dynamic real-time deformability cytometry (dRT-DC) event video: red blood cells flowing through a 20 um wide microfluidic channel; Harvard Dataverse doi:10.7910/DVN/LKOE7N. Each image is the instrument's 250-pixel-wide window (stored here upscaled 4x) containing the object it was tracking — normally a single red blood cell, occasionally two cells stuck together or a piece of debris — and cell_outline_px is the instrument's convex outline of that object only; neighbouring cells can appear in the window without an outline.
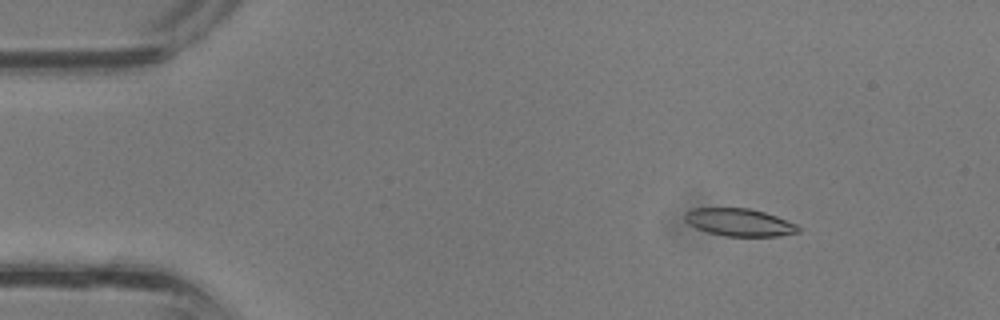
{"species": "common noctule bat (a hibernating species)", "species_latin": "Nyctalus noctula", "temperature_condition": "room temperature", "stored_images_in_passage": 36, "camera_frame_rate_fps": 3000, "um_per_image_px": 0.085, "animal": {"sex": "male", "body_mass_g": 13.3}, "frame": {"image": 1, "passage_image": 5, "time_ms": 1.333, "image_size_px": [1000, 320], "cell_outline_px": [[800, 232], [780, 236], [724, 236], [708, 232], [696, 228], [688, 224], [684, 220], [684, 212], [692, 208], [748, 208], [764, 212], [776, 216], [796, 224], [800, 228]], "centroid_in_image_um": [62.81, 18.9], "position_along_channel_um": 22.2, "area_um2": 18.32}}
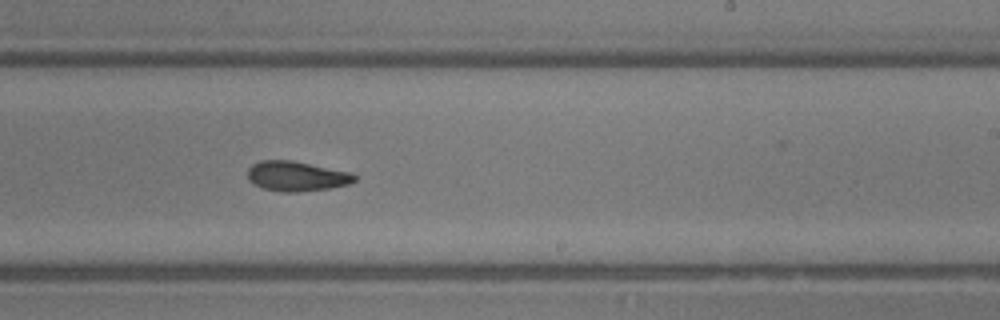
{"frame": {"image": 2, "passage_image": 22, "time_ms": 7.0, "image_size_px": [1000, 320], "cell_outline_px": [[356, 180], [348, 184], [328, 188], [300, 192], [280, 192], [264, 188], [248, 180], [248, 168], [252, 164], [260, 160], [292, 160], [352, 172], [356, 176]], "centroid_in_image_um": [25.21, 14.97], "position_along_channel_um": 263.8, "area_um2": 18.67}}
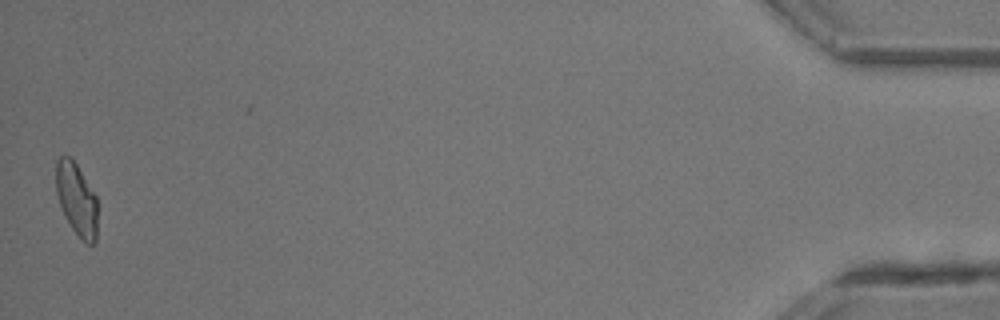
{"frame": {"image": 3, "passage_image": 36, "time_ms": 11.667, "image_size_px": [1000, 320], "cell_outline_px": [[96, 240], [92, 244], [88, 244], [72, 228], [64, 216], [56, 192], [56, 160], [64, 152], [72, 156], [96, 196]], "centroid_in_image_um": [6.48, 16.84], "position_along_channel_um": 428.7, "area_um2": 17.51}}